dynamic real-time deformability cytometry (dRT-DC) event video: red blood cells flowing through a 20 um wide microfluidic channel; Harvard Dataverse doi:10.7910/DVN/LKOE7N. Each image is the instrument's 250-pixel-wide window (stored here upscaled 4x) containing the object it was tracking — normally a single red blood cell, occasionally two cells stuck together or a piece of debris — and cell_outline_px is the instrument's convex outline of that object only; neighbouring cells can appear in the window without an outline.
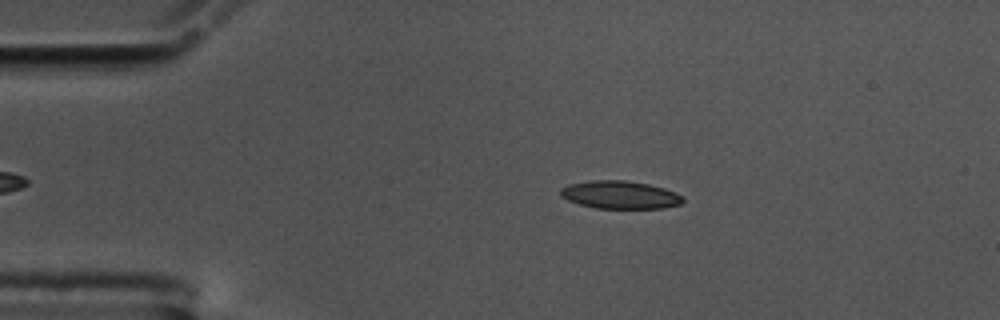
{"species": "common noctule bat (a hibernating species)", "species_latin": "Nyctalus noctula", "temperature_condition": "cold", "stored_images_in_passage": 48, "camera_frame_rate_fps": 3000, "um_per_image_px": 0.085, "animal": {"sex": "male", "body_mass_g": 17.5, "forearm_length_mm": 52.3}, "frame": {"image": 1, "passage_image": 10, "time_ms": 3.0, "image_size_px": [1000, 320], "cell_outline_px": [[684, 200], [680, 204], [664, 208], [596, 208], [580, 204], [568, 200], [560, 196], [560, 188], [568, 184], [592, 180], [624, 180], [648, 184], [664, 188], [676, 192]], "centroid_in_image_um": [52.68, 16.55], "position_along_channel_um": 32.3, "area_um2": 19.83}}
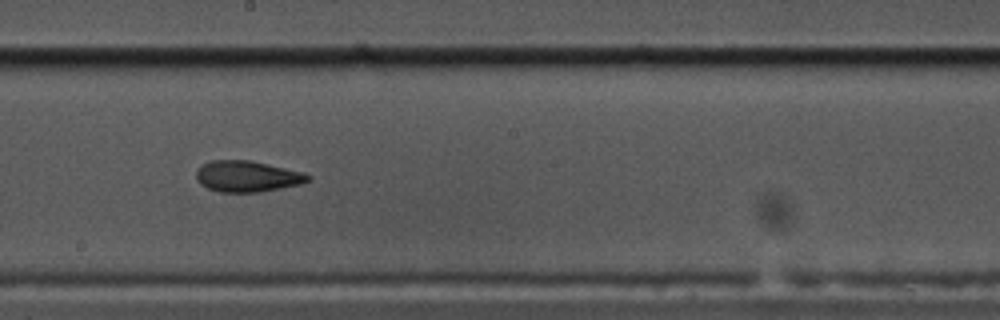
{"frame": {"image": 2, "passage_image": 30, "time_ms": 9.667, "image_size_px": [1000, 320], "cell_outline_px": [[312, 176], [308, 180], [300, 184], [260, 192], [220, 192], [208, 188], [200, 184], [196, 180], [196, 172], [200, 164], [212, 160], [252, 160], [304, 172]], "centroid_in_image_um": [20.99, 14.98], "position_along_channel_um": 227.2, "area_um2": 20.4}}
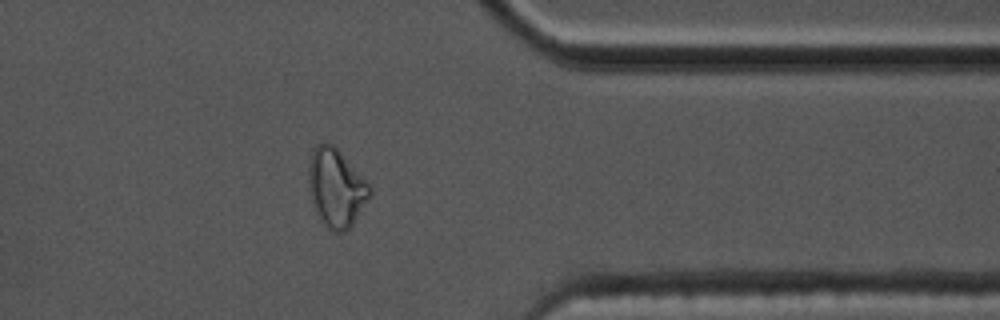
{"frame": {"image": 3, "passage_image": 44, "time_ms": 14.333, "image_size_px": [1000, 320], "cell_outline_px": [[372, 192], [352, 224], [344, 232], [332, 232], [320, 220], [312, 204], [308, 188], [308, 164], [312, 148], [316, 144], [332, 144], [340, 152], [372, 188]], "centroid_in_image_um": [28.52, 15.97], "position_along_channel_um": 382.9, "area_um2": 27.63}, "authors_computed_cell_mechanics": {"area_um2": 20.1722, "velocity_mm_per_s": 3.5738, "shape_relaxation_time_tau1_ms": 6.4077, "shape_relaxation_time_tau2_ms": 4.0772, "deformation_change_tau1": 0.1924, "deformation_change_tau2": 0.124}}